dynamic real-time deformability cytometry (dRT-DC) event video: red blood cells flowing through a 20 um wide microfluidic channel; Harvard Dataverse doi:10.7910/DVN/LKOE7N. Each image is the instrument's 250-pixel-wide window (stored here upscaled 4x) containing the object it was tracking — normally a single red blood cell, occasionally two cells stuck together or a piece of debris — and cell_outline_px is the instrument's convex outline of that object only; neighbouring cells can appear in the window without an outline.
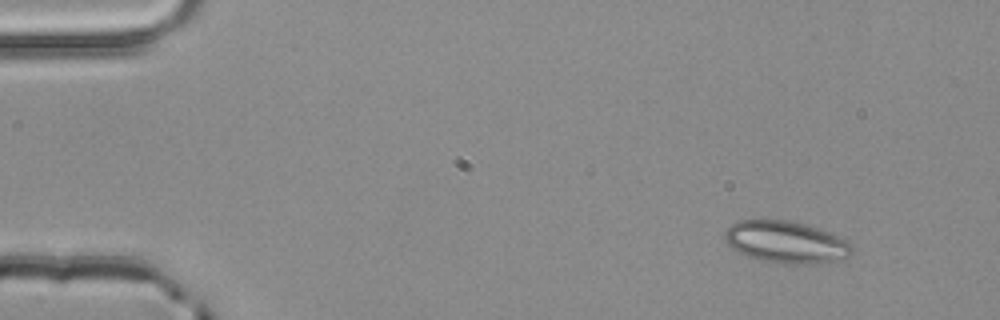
{"species": "common noctule bat (a hibernating species)", "species_latin": "Nyctalus noctula", "temperature_condition": "room temperature", "stored_images_in_passage": 3, "camera_frame_rate_fps": 3000, "um_per_image_px": 0.085, "animal": {"sex": "male", "body_mass_g": 20.4}, "frame": {"image": 1, "passage_image": 1, "time_ms": 0.0, "image_size_px": [1000, 320], "cell_outline_px": [[852, 252], [848, 256], [832, 260], [808, 264], [780, 264], [760, 260], [748, 256], [732, 248], [724, 240], [724, 232], [736, 220], [788, 220], [804, 224], [828, 232], [852, 244]], "centroid_in_image_um": [66.75, 20.57], "position_along_channel_um": 18.3, "area_um2": 30.75}}